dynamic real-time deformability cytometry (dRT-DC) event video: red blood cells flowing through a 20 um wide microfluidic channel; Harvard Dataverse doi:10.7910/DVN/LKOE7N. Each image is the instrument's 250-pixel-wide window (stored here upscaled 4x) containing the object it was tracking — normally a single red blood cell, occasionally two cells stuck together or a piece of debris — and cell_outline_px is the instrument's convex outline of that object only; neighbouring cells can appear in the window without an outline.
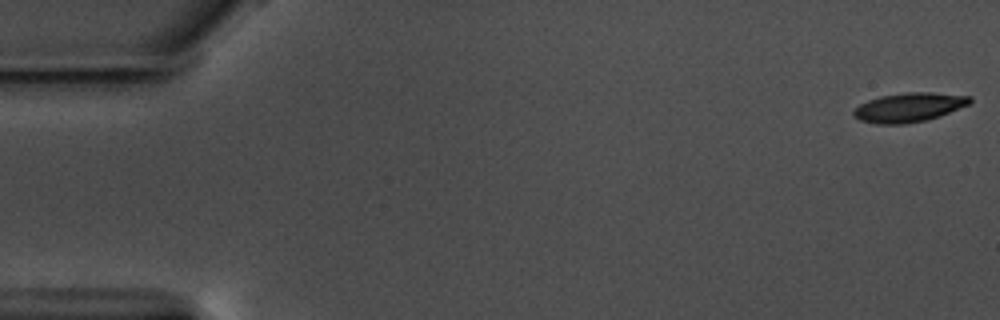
{"species": "common noctule bat (a hibernating species)", "species_latin": "Nyctalus noctula", "temperature_condition": "warm", "stored_images_in_passage": 57, "camera_frame_rate_fps": 3000, "um_per_image_px": 0.085, "animal": {"sex": "male", "body_mass_g": 17.5, "forearm_length_mm": 52.3}, "frame": {"image": 1, "passage_image": 1, "time_ms": 0.0, "image_size_px": [1000, 320], "cell_outline_px": [[972, 100], [968, 104], [940, 116], [928, 120], [904, 124], [876, 124], [860, 120], [852, 116], [852, 112], [860, 104], [868, 100], [880, 96], [908, 92], [928, 92], [972, 96]], "centroid_in_image_um": [77.24, 9.13], "position_along_channel_um": 7.8, "area_um2": 19.77}}
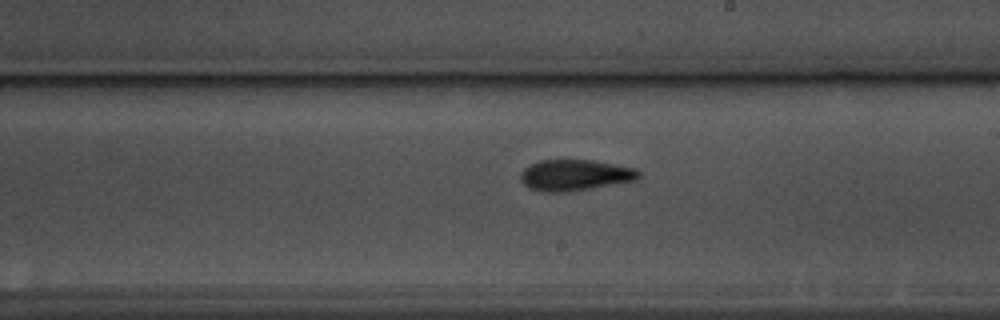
{"frame": {"image": 2, "passage_image": 33, "time_ms": 10.667, "image_size_px": [1000, 320], "cell_outline_px": [[640, 176], [636, 180], [592, 188], [564, 192], [540, 192], [528, 188], [520, 180], [520, 172], [524, 168], [540, 160], [592, 160], [636, 168], [640, 172]], "centroid_in_image_um": [48.84, 14.89], "position_along_channel_um": 240.2, "area_um2": 21.44}}
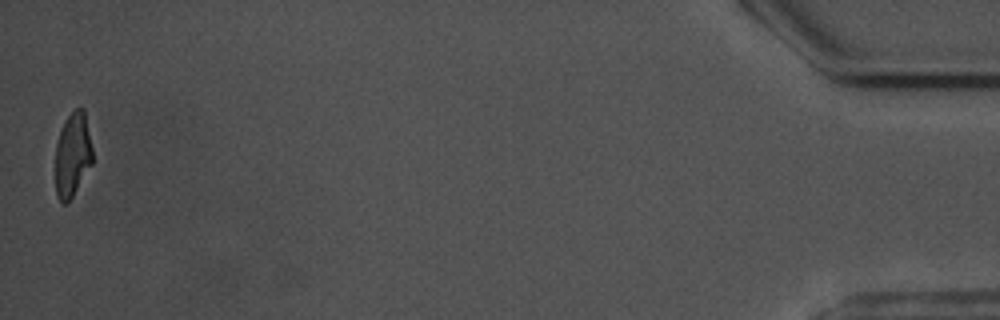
{"frame": {"image": 3, "passage_image": 57, "time_ms": 18.667, "image_size_px": [1000, 320], "cell_outline_px": [[92, 164], [72, 196], [64, 204], [60, 200], [56, 192], [56, 144], [60, 128], [68, 116], [76, 108], [84, 108], [92, 148]], "centroid_in_image_um": [6.17, 13.11], "position_along_channel_um": 429.0, "area_um2": 17.98}, "authors_computed_cell_mechanics": {"area_um2": 20.4612, "velocity_mm_per_s": 3.5621, "shape_relaxation_time_tau1_ms": 6.1721, "shape_relaxation_time_tau2_ms": 3.7353, "deformation_change_tau1": 0.1918, "deformation_change_tau2": 0.125}}